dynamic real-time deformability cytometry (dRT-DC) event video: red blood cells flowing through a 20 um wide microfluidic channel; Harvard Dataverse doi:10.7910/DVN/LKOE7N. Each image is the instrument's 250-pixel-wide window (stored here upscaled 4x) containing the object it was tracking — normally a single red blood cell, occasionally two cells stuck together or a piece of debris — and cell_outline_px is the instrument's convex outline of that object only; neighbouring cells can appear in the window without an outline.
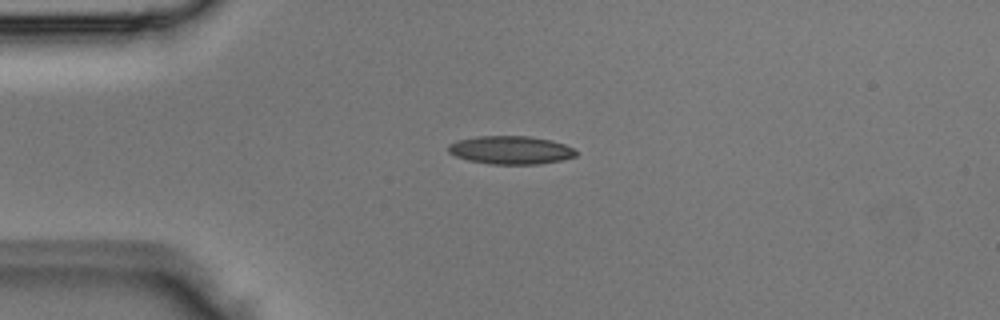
{"species": "Egyptian fruit bat (a non-hibernating species)", "species_latin": "Rousettus aegyptiacus", "temperature_condition": "room temperature", "stored_images_in_passage": 3, "camera_frame_rate_fps": 3000, "um_per_image_px": 0.085, "animal": {"sex": "male"}, "frame": {"image": 1, "passage_image": 2, "time_ms": 0.333, "image_size_px": [1000, 320], "cell_outline_px": [[576, 156], [560, 160], [540, 164], [492, 164], [468, 160], [456, 156], [448, 152], [448, 144], [456, 140], [476, 136], [528, 136], [552, 140], [564, 144], [572, 148], [576, 152]], "centroid_in_image_um": [43.38, 12.75], "position_along_channel_um": 41.6, "area_um2": 20.98}}